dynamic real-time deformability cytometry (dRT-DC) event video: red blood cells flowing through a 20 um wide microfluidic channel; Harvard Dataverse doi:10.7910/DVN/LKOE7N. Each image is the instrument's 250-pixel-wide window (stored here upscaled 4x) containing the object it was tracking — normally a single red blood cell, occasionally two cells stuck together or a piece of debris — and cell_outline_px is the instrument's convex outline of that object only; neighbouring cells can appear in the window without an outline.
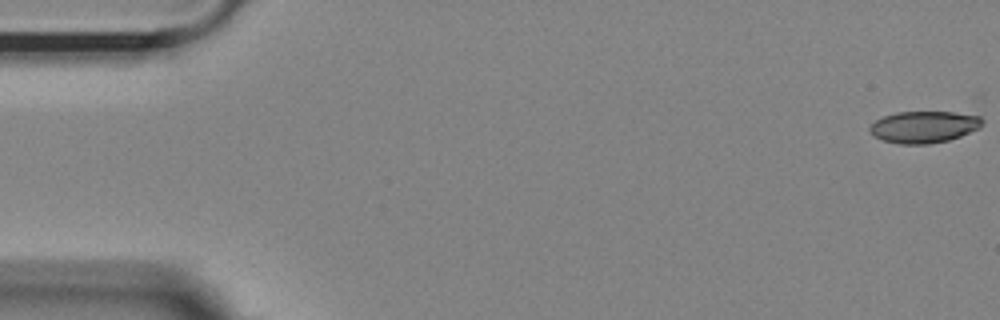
{"species": "Egyptian fruit bat (a non-hibernating species)", "species_latin": "Rousettus aegyptiacus", "temperature_condition": "room temperature", "stored_images_in_passage": 7, "camera_frame_rate_fps": 3000, "um_per_image_px": 0.085, "animal": {"sex": "female"}, "frame": {"image": 1, "passage_image": 1, "time_ms": 0.0, "image_size_px": [1000, 320], "cell_outline_px": [[984, 120], [980, 128], [960, 136], [948, 140], [928, 144], [900, 144], [884, 140], [876, 136], [868, 128], [876, 120], [884, 116], [896, 112], [952, 112], [980, 116]], "centroid_in_image_um": [78.57, 10.78], "position_along_channel_um": 6.4, "area_um2": 20.63}}